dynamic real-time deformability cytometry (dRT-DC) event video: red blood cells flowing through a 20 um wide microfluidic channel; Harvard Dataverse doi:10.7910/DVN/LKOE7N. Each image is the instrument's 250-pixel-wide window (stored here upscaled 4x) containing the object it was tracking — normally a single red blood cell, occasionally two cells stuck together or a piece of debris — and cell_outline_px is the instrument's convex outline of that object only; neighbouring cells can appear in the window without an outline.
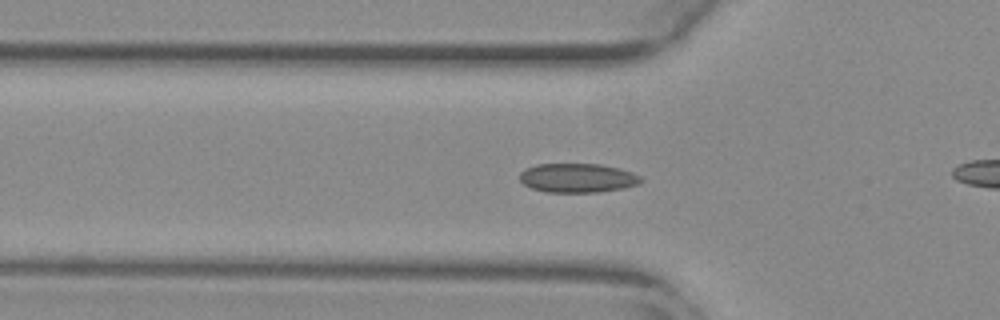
{"species": "common noctule bat (a hibernating species)", "species_latin": "Nyctalus noctula", "temperature_condition": "warm", "stored_images_in_passage": 45, "camera_frame_rate_fps": 3000, "um_per_image_px": 0.085, "animal": {"sex": "female", "body_mass_g": 29.2, "forearm_length_mm": 56.3}, "frame": {"image": 1, "passage_image": 19, "time_ms": 6.0, "image_size_px": [1000, 320], "cell_outline_px": [[644, 180], [640, 184], [624, 188], [596, 192], [544, 192], [532, 188], [524, 184], [520, 180], [520, 172], [524, 168], [536, 164], [600, 164], [620, 168], [632, 172], [640, 176]], "centroid_in_image_um": [49.1, 15.12], "position_along_channel_um": 76.7, "area_um2": 20.75}}
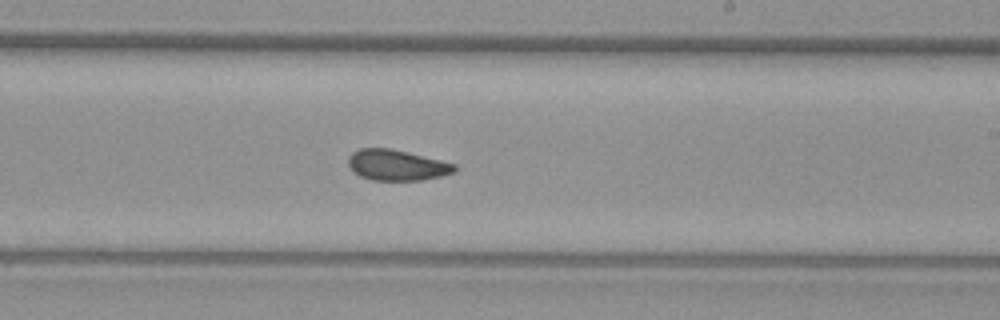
{"frame": {"image": 2, "passage_image": 33, "time_ms": 10.667, "image_size_px": [1000, 320], "cell_outline_px": [[456, 172], [440, 176], [420, 180], [372, 180], [360, 176], [352, 172], [348, 168], [348, 156], [352, 152], [360, 148], [388, 148], [408, 152], [456, 164]], "centroid_in_image_um": [33.68, 14.03], "position_along_channel_um": 255.3, "area_um2": 19.13}}
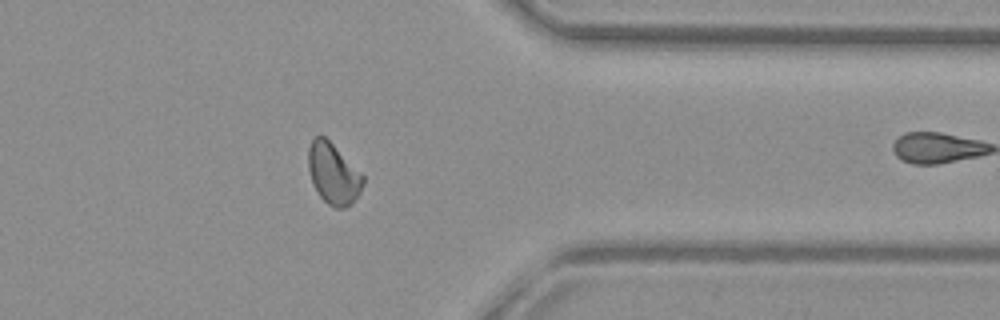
{"frame": {"image": 3, "passage_image": 44, "time_ms": 14.333, "image_size_px": [1000, 320], "cell_outline_px": [[364, 184], [360, 192], [352, 204], [344, 208], [336, 208], [328, 204], [320, 196], [312, 184], [308, 168], [308, 148], [312, 140], [316, 136], [324, 136], [364, 176]], "centroid_in_image_um": [28.32, 14.79], "position_along_channel_um": 383.1, "area_um2": 19.25}}